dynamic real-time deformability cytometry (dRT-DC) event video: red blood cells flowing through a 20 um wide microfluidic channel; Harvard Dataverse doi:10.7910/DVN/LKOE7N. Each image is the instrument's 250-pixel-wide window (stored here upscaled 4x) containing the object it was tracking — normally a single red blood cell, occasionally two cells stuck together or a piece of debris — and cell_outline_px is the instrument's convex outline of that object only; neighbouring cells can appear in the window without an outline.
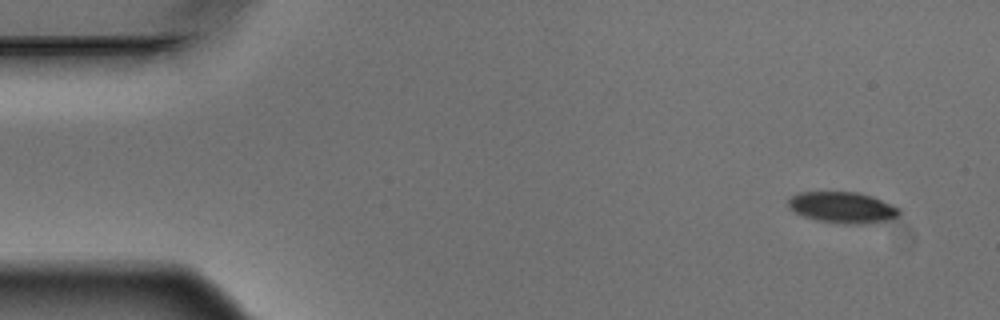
{"species": "Egyptian fruit bat (a non-hibernating species)", "species_latin": "Rousettus aegyptiacus", "temperature_condition": "warm", "stored_images_in_passage": 5, "camera_frame_rate_fps": 3000, "um_per_image_px": 0.085, "animal": {"sex": "male"}, "frame": {"image": 1, "passage_image": 1, "time_ms": 0.0, "image_size_px": [1000, 320], "cell_outline_px": [[900, 216], [892, 220], [856, 224], [844, 224], [816, 220], [792, 212], [788, 208], [788, 200], [792, 196], [800, 192], [856, 192], [872, 196], [900, 208]], "centroid_in_image_um": [71.61, 17.64], "position_along_channel_um": 13.4, "area_um2": 20.29}}
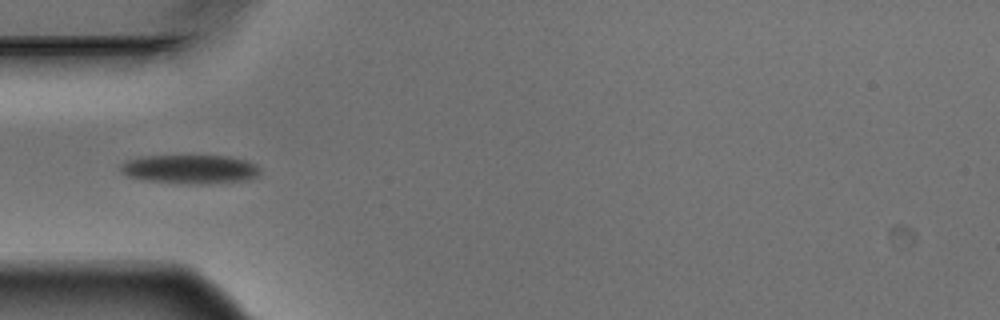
{"frame": {"image": 2, "passage_image": 5, "time_ms": 1.333, "image_size_px": [1000, 320], "cell_outline_px": [[260, 172], [256, 176], [244, 180], [208, 184], [192, 184], [144, 180], [128, 176], [120, 172], [120, 164], [124, 160], [140, 156], [228, 156], [248, 160], [256, 164], [260, 168]], "centroid_in_image_um": [16.13, 14.37], "position_along_channel_um": 68.9, "area_um2": 23.7}}